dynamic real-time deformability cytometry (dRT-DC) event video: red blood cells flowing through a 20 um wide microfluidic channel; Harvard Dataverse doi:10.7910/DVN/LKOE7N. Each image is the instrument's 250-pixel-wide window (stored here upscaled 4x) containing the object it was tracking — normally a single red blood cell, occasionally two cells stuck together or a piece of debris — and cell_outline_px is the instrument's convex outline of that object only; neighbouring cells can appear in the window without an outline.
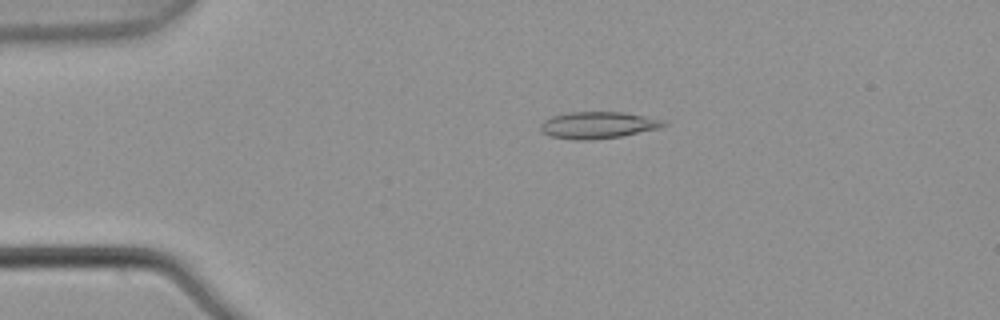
{"species": "common noctule bat (a hibernating species)", "species_latin": "Nyctalus noctula", "temperature_condition": "warm", "stored_images_in_passage": 4, "camera_frame_rate_fps": 3000, "um_per_image_px": 0.085, "animal": {"sex": "male", "body_mass_g": 21.5, "forearm_length_mm": 52.0}, "frame": {"image": 1, "passage_image": 1, "time_ms": 0.0, "image_size_px": [1000, 320], "cell_outline_px": [[668, 124], [660, 128], [624, 136], [592, 140], [576, 140], [548, 136], [540, 128], [540, 124], [544, 120], [552, 116], [572, 112], [624, 112], [660, 120]], "centroid_in_image_um": [50.8, 10.65], "position_along_channel_um": 34.2, "area_um2": 19.13}}
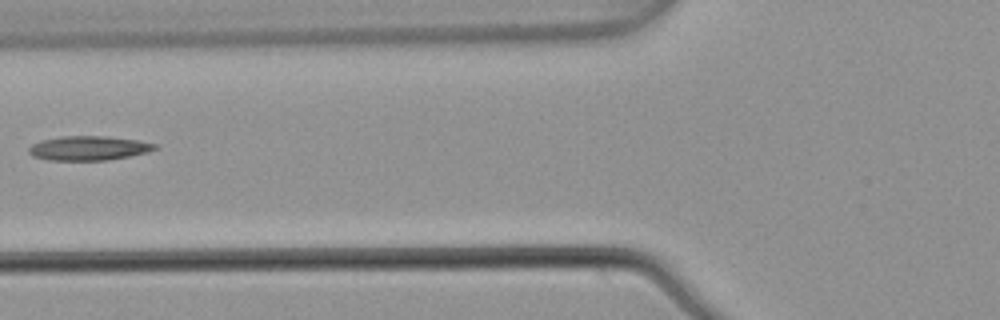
{"frame": {"image": 2, "passage_image": 3, "time_ms": 0.667, "image_size_px": [1000, 320], "cell_outline_px": [[160, 148], [148, 152], [128, 156], [104, 160], [48, 160], [32, 156], [28, 152], [28, 148], [32, 144], [44, 140], [64, 136], [108, 136], [140, 140], [160, 144]], "centroid_in_image_um": [7.6, 12.58], "position_along_channel_um": 118.2, "area_um2": 17.98}}
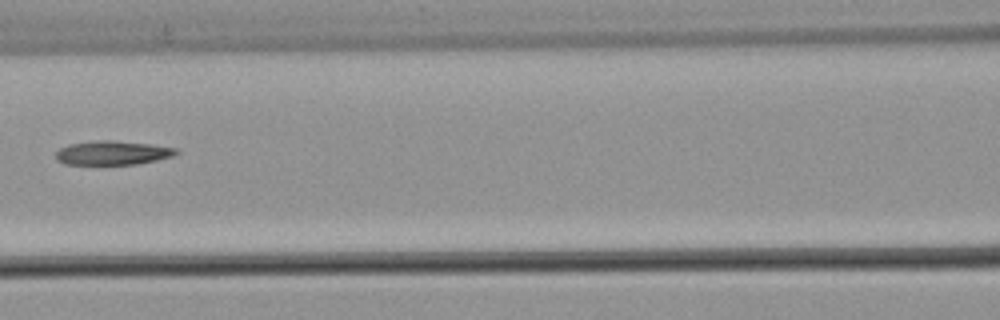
{"frame": {"image": 3, "passage_image": 4, "time_ms": 1.0, "image_size_px": [1000, 320], "cell_outline_px": [[180, 152], [172, 156], [156, 160], [136, 164], [64, 164], [56, 160], [56, 152], [60, 148], [68, 144], [96, 140], [112, 140], [152, 144], [176, 148]], "centroid_in_image_um": [9.56, 12.98], "position_along_channel_um": 157.0, "area_um2": 16.88}}